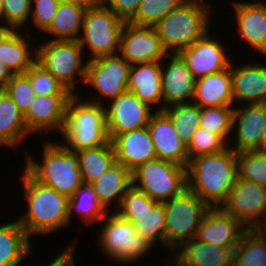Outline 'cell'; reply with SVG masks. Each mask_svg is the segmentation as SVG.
<instances>
[{"label": "cell", "instance_id": "cell-44", "mask_svg": "<svg viewBox=\"0 0 266 266\" xmlns=\"http://www.w3.org/2000/svg\"><path fill=\"white\" fill-rule=\"evenodd\" d=\"M157 202L133 185L125 192L121 205L115 211L120 216H143L149 213Z\"/></svg>", "mask_w": 266, "mask_h": 266}, {"label": "cell", "instance_id": "cell-5", "mask_svg": "<svg viewBox=\"0 0 266 266\" xmlns=\"http://www.w3.org/2000/svg\"><path fill=\"white\" fill-rule=\"evenodd\" d=\"M81 97L77 94L70 97L66 106L65 127L61 134L64 140L61 143L77 152L102 146L109 141L105 105L83 100Z\"/></svg>", "mask_w": 266, "mask_h": 266}, {"label": "cell", "instance_id": "cell-49", "mask_svg": "<svg viewBox=\"0 0 266 266\" xmlns=\"http://www.w3.org/2000/svg\"><path fill=\"white\" fill-rule=\"evenodd\" d=\"M12 74L0 61V90L4 89L7 85V82L11 79Z\"/></svg>", "mask_w": 266, "mask_h": 266}, {"label": "cell", "instance_id": "cell-32", "mask_svg": "<svg viewBox=\"0 0 266 266\" xmlns=\"http://www.w3.org/2000/svg\"><path fill=\"white\" fill-rule=\"evenodd\" d=\"M79 167L84 184L91 185L116 162L115 150L111 140L99 147L78 151Z\"/></svg>", "mask_w": 266, "mask_h": 266}, {"label": "cell", "instance_id": "cell-25", "mask_svg": "<svg viewBox=\"0 0 266 266\" xmlns=\"http://www.w3.org/2000/svg\"><path fill=\"white\" fill-rule=\"evenodd\" d=\"M232 6L240 39L249 44L251 49L266 55V17L260 5L255 1H233Z\"/></svg>", "mask_w": 266, "mask_h": 266}, {"label": "cell", "instance_id": "cell-3", "mask_svg": "<svg viewBox=\"0 0 266 266\" xmlns=\"http://www.w3.org/2000/svg\"><path fill=\"white\" fill-rule=\"evenodd\" d=\"M212 5L207 0H185L153 28L168 54H179L209 30Z\"/></svg>", "mask_w": 266, "mask_h": 266}, {"label": "cell", "instance_id": "cell-37", "mask_svg": "<svg viewBox=\"0 0 266 266\" xmlns=\"http://www.w3.org/2000/svg\"><path fill=\"white\" fill-rule=\"evenodd\" d=\"M233 112L234 106L200 108L199 126L219 135L226 143H230Z\"/></svg>", "mask_w": 266, "mask_h": 266}, {"label": "cell", "instance_id": "cell-2", "mask_svg": "<svg viewBox=\"0 0 266 266\" xmlns=\"http://www.w3.org/2000/svg\"><path fill=\"white\" fill-rule=\"evenodd\" d=\"M19 180L22 181L28 209L16 219L29 237L45 236L70 224L68 196L39 183L25 169Z\"/></svg>", "mask_w": 266, "mask_h": 266}, {"label": "cell", "instance_id": "cell-1", "mask_svg": "<svg viewBox=\"0 0 266 266\" xmlns=\"http://www.w3.org/2000/svg\"><path fill=\"white\" fill-rule=\"evenodd\" d=\"M237 179V153L230 146L220 153L191 158L187 166L188 189L209 207H221Z\"/></svg>", "mask_w": 266, "mask_h": 266}, {"label": "cell", "instance_id": "cell-48", "mask_svg": "<svg viewBox=\"0 0 266 266\" xmlns=\"http://www.w3.org/2000/svg\"><path fill=\"white\" fill-rule=\"evenodd\" d=\"M59 1L82 7L85 10L99 6L100 4L103 3V0H59Z\"/></svg>", "mask_w": 266, "mask_h": 266}, {"label": "cell", "instance_id": "cell-33", "mask_svg": "<svg viewBox=\"0 0 266 266\" xmlns=\"http://www.w3.org/2000/svg\"><path fill=\"white\" fill-rule=\"evenodd\" d=\"M233 266H266V238L258 229H246L235 248Z\"/></svg>", "mask_w": 266, "mask_h": 266}, {"label": "cell", "instance_id": "cell-12", "mask_svg": "<svg viewBox=\"0 0 266 266\" xmlns=\"http://www.w3.org/2000/svg\"><path fill=\"white\" fill-rule=\"evenodd\" d=\"M247 229L266 223V188L256 183L237 179L227 201L221 206Z\"/></svg>", "mask_w": 266, "mask_h": 266}, {"label": "cell", "instance_id": "cell-47", "mask_svg": "<svg viewBox=\"0 0 266 266\" xmlns=\"http://www.w3.org/2000/svg\"><path fill=\"white\" fill-rule=\"evenodd\" d=\"M75 250L76 249L73 242L72 244H69L66 248H62L60 254L55 256L56 258H53V260L45 266H76V261L74 262Z\"/></svg>", "mask_w": 266, "mask_h": 266}, {"label": "cell", "instance_id": "cell-14", "mask_svg": "<svg viewBox=\"0 0 266 266\" xmlns=\"http://www.w3.org/2000/svg\"><path fill=\"white\" fill-rule=\"evenodd\" d=\"M167 54L153 27L125 22L120 36L119 55L130 65L150 61L161 62Z\"/></svg>", "mask_w": 266, "mask_h": 266}, {"label": "cell", "instance_id": "cell-26", "mask_svg": "<svg viewBox=\"0 0 266 266\" xmlns=\"http://www.w3.org/2000/svg\"><path fill=\"white\" fill-rule=\"evenodd\" d=\"M18 31L0 29V61L12 75L24 74L37 59L36 46L32 49L29 44L30 35L26 40L23 30Z\"/></svg>", "mask_w": 266, "mask_h": 266}, {"label": "cell", "instance_id": "cell-22", "mask_svg": "<svg viewBox=\"0 0 266 266\" xmlns=\"http://www.w3.org/2000/svg\"><path fill=\"white\" fill-rule=\"evenodd\" d=\"M234 254L235 248L213 246L194 238L165 260H170L167 263L171 266H233Z\"/></svg>", "mask_w": 266, "mask_h": 266}, {"label": "cell", "instance_id": "cell-4", "mask_svg": "<svg viewBox=\"0 0 266 266\" xmlns=\"http://www.w3.org/2000/svg\"><path fill=\"white\" fill-rule=\"evenodd\" d=\"M42 153V164L25 154L23 168L39 183L71 197L84 184L78 152L69 150L63 143L46 141Z\"/></svg>", "mask_w": 266, "mask_h": 266}, {"label": "cell", "instance_id": "cell-6", "mask_svg": "<svg viewBox=\"0 0 266 266\" xmlns=\"http://www.w3.org/2000/svg\"><path fill=\"white\" fill-rule=\"evenodd\" d=\"M105 222L100 226L97 235L99 247L105 257L117 263H134L145 259V255L155 249V245L147 238L137 234L134 225L115 211L108 212ZM150 250V251H149Z\"/></svg>", "mask_w": 266, "mask_h": 266}, {"label": "cell", "instance_id": "cell-13", "mask_svg": "<svg viewBox=\"0 0 266 266\" xmlns=\"http://www.w3.org/2000/svg\"><path fill=\"white\" fill-rule=\"evenodd\" d=\"M108 102L105 104L106 126L111 141L119 134L147 127L156 112L129 91Z\"/></svg>", "mask_w": 266, "mask_h": 266}, {"label": "cell", "instance_id": "cell-27", "mask_svg": "<svg viewBox=\"0 0 266 266\" xmlns=\"http://www.w3.org/2000/svg\"><path fill=\"white\" fill-rule=\"evenodd\" d=\"M193 102L200 108L234 106L231 65L196 80Z\"/></svg>", "mask_w": 266, "mask_h": 266}, {"label": "cell", "instance_id": "cell-19", "mask_svg": "<svg viewBox=\"0 0 266 266\" xmlns=\"http://www.w3.org/2000/svg\"><path fill=\"white\" fill-rule=\"evenodd\" d=\"M240 106L235 107L233 112L232 139L236 135L234 140H230L231 144L235 143L230 148L236 153L260 151L261 133L266 124V103Z\"/></svg>", "mask_w": 266, "mask_h": 266}, {"label": "cell", "instance_id": "cell-41", "mask_svg": "<svg viewBox=\"0 0 266 266\" xmlns=\"http://www.w3.org/2000/svg\"><path fill=\"white\" fill-rule=\"evenodd\" d=\"M31 7L32 0H3L0 8V29L22 30L26 28L28 20L30 21ZM1 20H4L3 23Z\"/></svg>", "mask_w": 266, "mask_h": 266}, {"label": "cell", "instance_id": "cell-34", "mask_svg": "<svg viewBox=\"0 0 266 266\" xmlns=\"http://www.w3.org/2000/svg\"><path fill=\"white\" fill-rule=\"evenodd\" d=\"M122 217L134 225L137 234L147 238L154 245L161 243L162 250L163 247L166 248V212L163 203H156L151 211L143 216Z\"/></svg>", "mask_w": 266, "mask_h": 266}, {"label": "cell", "instance_id": "cell-16", "mask_svg": "<svg viewBox=\"0 0 266 266\" xmlns=\"http://www.w3.org/2000/svg\"><path fill=\"white\" fill-rule=\"evenodd\" d=\"M246 229L222 207H210L197 229L195 239L213 246L236 248Z\"/></svg>", "mask_w": 266, "mask_h": 266}, {"label": "cell", "instance_id": "cell-52", "mask_svg": "<svg viewBox=\"0 0 266 266\" xmlns=\"http://www.w3.org/2000/svg\"><path fill=\"white\" fill-rule=\"evenodd\" d=\"M258 229L265 235L266 238V226H261Z\"/></svg>", "mask_w": 266, "mask_h": 266}, {"label": "cell", "instance_id": "cell-40", "mask_svg": "<svg viewBox=\"0 0 266 266\" xmlns=\"http://www.w3.org/2000/svg\"><path fill=\"white\" fill-rule=\"evenodd\" d=\"M24 74L29 78L35 95H73L37 61Z\"/></svg>", "mask_w": 266, "mask_h": 266}, {"label": "cell", "instance_id": "cell-35", "mask_svg": "<svg viewBox=\"0 0 266 266\" xmlns=\"http://www.w3.org/2000/svg\"><path fill=\"white\" fill-rule=\"evenodd\" d=\"M79 214L87 225L96 223L108 213L98 201L91 185L83 184L69 197L68 217L72 222V215Z\"/></svg>", "mask_w": 266, "mask_h": 266}, {"label": "cell", "instance_id": "cell-21", "mask_svg": "<svg viewBox=\"0 0 266 266\" xmlns=\"http://www.w3.org/2000/svg\"><path fill=\"white\" fill-rule=\"evenodd\" d=\"M232 95L234 104L266 103V65L244 63L237 67L231 62Z\"/></svg>", "mask_w": 266, "mask_h": 266}, {"label": "cell", "instance_id": "cell-39", "mask_svg": "<svg viewBox=\"0 0 266 266\" xmlns=\"http://www.w3.org/2000/svg\"><path fill=\"white\" fill-rule=\"evenodd\" d=\"M183 1L185 0H141L138 11L129 22L153 27Z\"/></svg>", "mask_w": 266, "mask_h": 266}, {"label": "cell", "instance_id": "cell-53", "mask_svg": "<svg viewBox=\"0 0 266 266\" xmlns=\"http://www.w3.org/2000/svg\"><path fill=\"white\" fill-rule=\"evenodd\" d=\"M2 3H3V0H0V8H1V6H2Z\"/></svg>", "mask_w": 266, "mask_h": 266}, {"label": "cell", "instance_id": "cell-17", "mask_svg": "<svg viewBox=\"0 0 266 266\" xmlns=\"http://www.w3.org/2000/svg\"><path fill=\"white\" fill-rule=\"evenodd\" d=\"M165 59L167 62L161 61L164 108L173 104L193 102L196 79L188 69L187 63L178 53L167 54Z\"/></svg>", "mask_w": 266, "mask_h": 266}, {"label": "cell", "instance_id": "cell-51", "mask_svg": "<svg viewBox=\"0 0 266 266\" xmlns=\"http://www.w3.org/2000/svg\"><path fill=\"white\" fill-rule=\"evenodd\" d=\"M259 5H260V7L262 8V10H263V12H264V14H265V17H266V2H264V1H256Z\"/></svg>", "mask_w": 266, "mask_h": 266}, {"label": "cell", "instance_id": "cell-11", "mask_svg": "<svg viewBox=\"0 0 266 266\" xmlns=\"http://www.w3.org/2000/svg\"><path fill=\"white\" fill-rule=\"evenodd\" d=\"M130 69L131 65L119 54L88 61L84 85H88V88L93 87L92 89L97 91V99L93 97L90 99L85 97V99L105 105L104 101H110L123 94L127 91Z\"/></svg>", "mask_w": 266, "mask_h": 266}, {"label": "cell", "instance_id": "cell-29", "mask_svg": "<svg viewBox=\"0 0 266 266\" xmlns=\"http://www.w3.org/2000/svg\"><path fill=\"white\" fill-rule=\"evenodd\" d=\"M30 239L17 219L0 224V266H20L29 258L34 252Z\"/></svg>", "mask_w": 266, "mask_h": 266}, {"label": "cell", "instance_id": "cell-23", "mask_svg": "<svg viewBox=\"0 0 266 266\" xmlns=\"http://www.w3.org/2000/svg\"><path fill=\"white\" fill-rule=\"evenodd\" d=\"M112 143L116 161L131 172L139 165L157 158L148 127L119 134Z\"/></svg>", "mask_w": 266, "mask_h": 266}, {"label": "cell", "instance_id": "cell-43", "mask_svg": "<svg viewBox=\"0 0 266 266\" xmlns=\"http://www.w3.org/2000/svg\"><path fill=\"white\" fill-rule=\"evenodd\" d=\"M3 90L8 93L23 115L28 111L36 96L31 82L25 74L12 75Z\"/></svg>", "mask_w": 266, "mask_h": 266}, {"label": "cell", "instance_id": "cell-7", "mask_svg": "<svg viewBox=\"0 0 266 266\" xmlns=\"http://www.w3.org/2000/svg\"><path fill=\"white\" fill-rule=\"evenodd\" d=\"M45 42V43H44ZM36 47V61L73 95L77 83H85L88 61L78 40H47ZM85 61V62H84ZM77 78V79H76ZM82 79V80H81Z\"/></svg>", "mask_w": 266, "mask_h": 266}, {"label": "cell", "instance_id": "cell-10", "mask_svg": "<svg viewBox=\"0 0 266 266\" xmlns=\"http://www.w3.org/2000/svg\"><path fill=\"white\" fill-rule=\"evenodd\" d=\"M132 185L157 203H163L188 188L187 168L156 158L132 171Z\"/></svg>", "mask_w": 266, "mask_h": 266}, {"label": "cell", "instance_id": "cell-50", "mask_svg": "<svg viewBox=\"0 0 266 266\" xmlns=\"http://www.w3.org/2000/svg\"><path fill=\"white\" fill-rule=\"evenodd\" d=\"M260 152H266V124L264 125L261 133Z\"/></svg>", "mask_w": 266, "mask_h": 266}, {"label": "cell", "instance_id": "cell-28", "mask_svg": "<svg viewBox=\"0 0 266 266\" xmlns=\"http://www.w3.org/2000/svg\"><path fill=\"white\" fill-rule=\"evenodd\" d=\"M91 186L104 209L107 212L116 211L121 205L125 192L132 186V172L116 161ZM111 204L115 209H110Z\"/></svg>", "mask_w": 266, "mask_h": 266}, {"label": "cell", "instance_id": "cell-42", "mask_svg": "<svg viewBox=\"0 0 266 266\" xmlns=\"http://www.w3.org/2000/svg\"><path fill=\"white\" fill-rule=\"evenodd\" d=\"M228 144L217 134L198 127L187 146L189 160L199 155L216 154L228 148Z\"/></svg>", "mask_w": 266, "mask_h": 266}, {"label": "cell", "instance_id": "cell-46", "mask_svg": "<svg viewBox=\"0 0 266 266\" xmlns=\"http://www.w3.org/2000/svg\"><path fill=\"white\" fill-rule=\"evenodd\" d=\"M141 0H103L109 9L125 21H129L138 11Z\"/></svg>", "mask_w": 266, "mask_h": 266}, {"label": "cell", "instance_id": "cell-20", "mask_svg": "<svg viewBox=\"0 0 266 266\" xmlns=\"http://www.w3.org/2000/svg\"><path fill=\"white\" fill-rule=\"evenodd\" d=\"M147 127L157 158L187 168L189 164L187 145L180 139L170 118L163 111H156Z\"/></svg>", "mask_w": 266, "mask_h": 266}, {"label": "cell", "instance_id": "cell-24", "mask_svg": "<svg viewBox=\"0 0 266 266\" xmlns=\"http://www.w3.org/2000/svg\"><path fill=\"white\" fill-rule=\"evenodd\" d=\"M127 91L134 93L143 103L155 111H162L164 103L161 86V62L150 61L131 65ZM156 104L163 105H158V107Z\"/></svg>", "mask_w": 266, "mask_h": 266}, {"label": "cell", "instance_id": "cell-18", "mask_svg": "<svg viewBox=\"0 0 266 266\" xmlns=\"http://www.w3.org/2000/svg\"><path fill=\"white\" fill-rule=\"evenodd\" d=\"M72 95H36L23 115L29 134L56 129L62 134L66 122V106Z\"/></svg>", "mask_w": 266, "mask_h": 266}, {"label": "cell", "instance_id": "cell-31", "mask_svg": "<svg viewBox=\"0 0 266 266\" xmlns=\"http://www.w3.org/2000/svg\"><path fill=\"white\" fill-rule=\"evenodd\" d=\"M84 12L82 7L60 2L50 25L41 34L52 35L48 40H78Z\"/></svg>", "mask_w": 266, "mask_h": 266}, {"label": "cell", "instance_id": "cell-8", "mask_svg": "<svg viewBox=\"0 0 266 266\" xmlns=\"http://www.w3.org/2000/svg\"><path fill=\"white\" fill-rule=\"evenodd\" d=\"M125 22L103 3L85 10L78 41L84 51L89 49L86 60L119 54Z\"/></svg>", "mask_w": 266, "mask_h": 266}, {"label": "cell", "instance_id": "cell-9", "mask_svg": "<svg viewBox=\"0 0 266 266\" xmlns=\"http://www.w3.org/2000/svg\"><path fill=\"white\" fill-rule=\"evenodd\" d=\"M163 204L166 212V250H171L173 255L183 244L195 238L210 207L188 188Z\"/></svg>", "mask_w": 266, "mask_h": 266}, {"label": "cell", "instance_id": "cell-15", "mask_svg": "<svg viewBox=\"0 0 266 266\" xmlns=\"http://www.w3.org/2000/svg\"><path fill=\"white\" fill-rule=\"evenodd\" d=\"M209 33L208 31L202 38L179 53L196 80L228 69L231 65V59L228 58L222 42L216 40L215 36L213 38L209 36L211 35Z\"/></svg>", "mask_w": 266, "mask_h": 266}, {"label": "cell", "instance_id": "cell-30", "mask_svg": "<svg viewBox=\"0 0 266 266\" xmlns=\"http://www.w3.org/2000/svg\"><path fill=\"white\" fill-rule=\"evenodd\" d=\"M23 114L18 110L8 93L0 90V146L17 148L20 142L28 137Z\"/></svg>", "mask_w": 266, "mask_h": 266}, {"label": "cell", "instance_id": "cell-45", "mask_svg": "<svg viewBox=\"0 0 266 266\" xmlns=\"http://www.w3.org/2000/svg\"><path fill=\"white\" fill-rule=\"evenodd\" d=\"M60 4L59 0H32L30 21L32 25L43 31L50 25Z\"/></svg>", "mask_w": 266, "mask_h": 266}, {"label": "cell", "instance_id": "cell-38", "mask_svg": "<svg viewBox=\"0 0 266 266\" xmlns=\"http://www.w3.org/2000/svg\"><path fill=\"white\" fill-rule=\"evenodd\" d=\"M238 178L266 188V152L237 153Z\"/></svg>", "mask_w": 266, "mask_h": 266}, {"label": "cell", "instance_id": "cell-36", "mask_svg": "<svg viewBox=\"0 0 266 266\" xmlns=\"http://www.w3.org/2000/svg\"><path fill=\"white\" fill-rule=\"evenodd\" d=\"M172 121L180 139L188 146L199 127L200 107L194 102L173 104L162 110Z\"/></svg>", "mask_w": 266, "mask_h": 266}]
</instances>
